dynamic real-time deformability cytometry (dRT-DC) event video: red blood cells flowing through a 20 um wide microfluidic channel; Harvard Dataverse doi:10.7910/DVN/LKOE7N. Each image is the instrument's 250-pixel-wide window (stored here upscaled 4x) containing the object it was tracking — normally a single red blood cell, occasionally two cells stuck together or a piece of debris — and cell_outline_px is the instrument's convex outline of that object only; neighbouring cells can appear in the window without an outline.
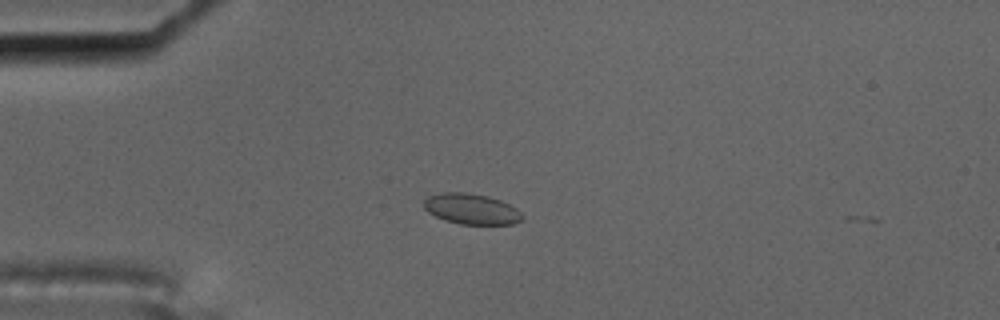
{"species": "common noctule bat (a hibernating species)", "species_latin": "Nyctalus noctula", "temperature_condition": "cold", "stored_images_in_passage": 2, "camera_frame_rate_fps": 3000, "um_per_image_px": 0.085, "animal": {"sex": "male", "body_mass_g": 17.5, "forearm_length_mm": 52.3}, "frame": {"image": 1, "passage_image": 1, "time_ms": 0.0, "image_size_px": [1000, 320], "cell_outline_px": [[524, 216], [520, 220], [512, 224], [460, 224], [444, 220], [428, 212], [424, 208], [424, 200], [428, 196], [444, 192], [468, 192], [488, 196], [500, 200], [516, 208]], "centroid_in_image_um": [40.05, 17.75], "position_along_channel_um": 44.9, "area_um2": 17.51}}